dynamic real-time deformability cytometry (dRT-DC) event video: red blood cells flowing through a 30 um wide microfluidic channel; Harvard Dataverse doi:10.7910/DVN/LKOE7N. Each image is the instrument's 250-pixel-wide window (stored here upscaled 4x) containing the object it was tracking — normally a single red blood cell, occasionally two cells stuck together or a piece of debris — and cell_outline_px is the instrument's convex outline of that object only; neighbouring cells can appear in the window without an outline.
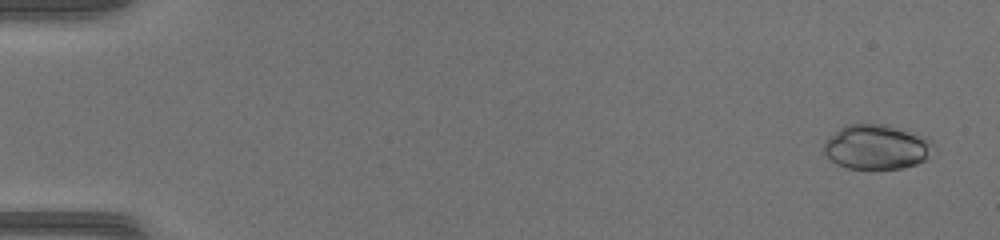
{"species": "common noctule bat (a hibernating species)", "species_latin": "Nyctalus noctula", "temperature_condition": "warm", "stored_images_in_passage": 49, "camera_frame_rate_fps": 3000, "um_per_image_px": 0.085, "animal": {"sex": "female", "body_mass_g": 17.0, "forearm_length_mm": 48.0}, "frame": {"image": 1, "passage_image": 1, "time_ms": 0.0, "image_size_px": [1000, 240], "cell_outline_px": [[936, 144], [924, 160], [916, 164], [904, 168], [848, 168], [836, 164], [824, 152], [824, 144], [840, 128], [848, 124], [888, 124], [928, 136]], "centroid_in_image_um": [74.58, 12.47], "position_along_channel_um": 10.4, "area_um2": 28.5}}
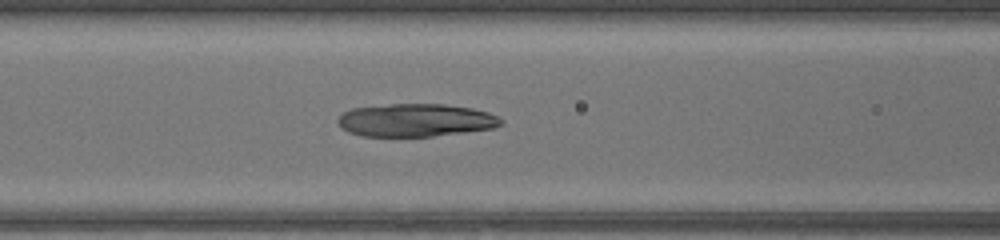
{"frame": {"image": 2, "passage_image": 21, "time_ms": 6.667, "image_size_px": [1000, 240], "cell_outline_px": [[504, 124], [496, 128], [432, 136], [360, 136], [348, 132], [340, 128], [336, 120], [344, 112], [352, 108], [392, 104], [444, 104], [472, 108], [488, 112], [504, 120]], "centroid_in_image_um": [35.34, 10.22], "position_along_channel_um": 131.3, "area_um2": 31.44}}
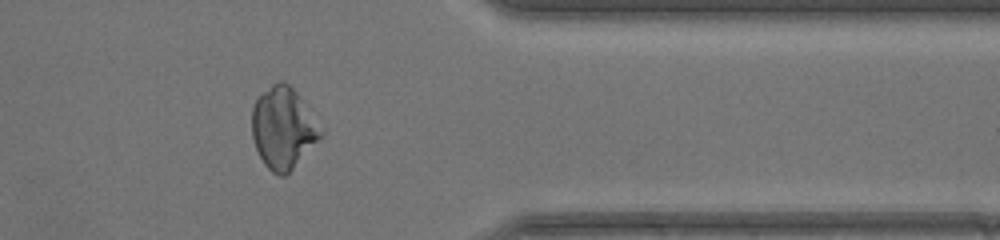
{"frame": {"image": 3, "passage_image": 40, "time_ms": 13.0, "image_size_px": [1000, 240], "cell_outline_px": [[324, 136], [284, 176], [280, 176], [272, 172], [264, 164], [256, 148], [252, 136], [252, 108], [256, 100], [276, 80], [280, 80], [288, 84], [296, 92], [324, 128]], "centroid_in_image_um": [24.1, 10.88], "position_along_channel_um": 387.3, "area_um2": 32.66}}